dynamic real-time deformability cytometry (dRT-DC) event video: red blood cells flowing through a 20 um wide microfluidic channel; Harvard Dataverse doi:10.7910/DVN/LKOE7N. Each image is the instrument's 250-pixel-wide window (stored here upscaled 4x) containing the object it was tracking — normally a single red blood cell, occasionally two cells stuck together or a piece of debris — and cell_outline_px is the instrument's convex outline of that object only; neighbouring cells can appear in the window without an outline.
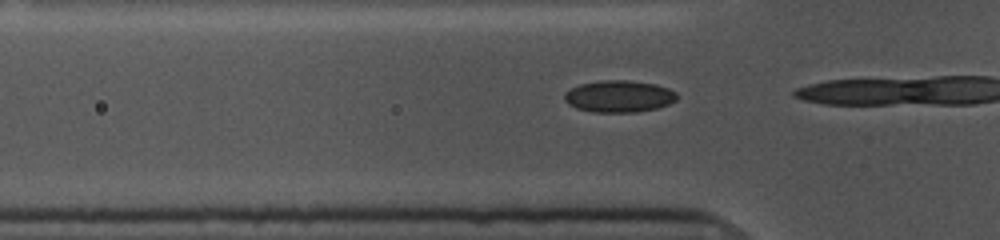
{"species": "common noctule bat (a hibernating species)", "species_latin": "Nyctalus noctula", "temperature_condition": "cold", "stored_images_in_passage": 14, "camera_frame_rate_fps": 3000, "um_per_image_px": 0.085, "animal": {"sex": "female", "body_mass_g": 10.0, "forearm_length_mm": 53.1}, "frame": {"image": 1, "passage_image": 12, "time_ms": 3.667, "image_size_px": [1000, 240], "cell_outline_px": [[676, 100], [668, 104], [656, 108], [636, 112], [592, 112], [576, 108], [568, 104], [564, 100], [564, 92], [580, 84], [600, 80], [628, 80], [656, 84], [668, 88], [676, 92]], "centroid_in_image_um": [52.59, 8.18], "position_along_channel_um": 73.2, "area_um2": 20.92}}